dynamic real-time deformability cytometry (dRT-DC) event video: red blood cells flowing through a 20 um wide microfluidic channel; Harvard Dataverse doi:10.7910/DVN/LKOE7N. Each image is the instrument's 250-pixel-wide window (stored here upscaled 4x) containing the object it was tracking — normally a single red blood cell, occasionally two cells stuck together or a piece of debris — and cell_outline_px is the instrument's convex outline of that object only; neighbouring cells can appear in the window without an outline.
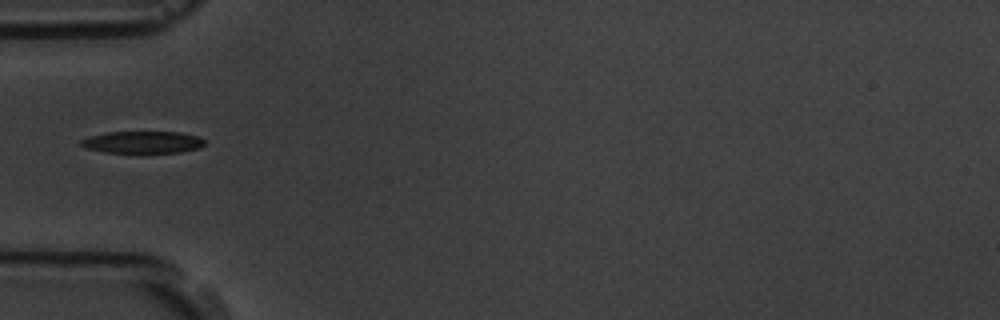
{"species": "common noctule bat (a hibernating species)", "species_latin": "Nyctalus noctula", "temperature_condition": "room temperature", "stored_images_in_passage": 40, "camera_frame_rate_fps": 3000, "um_per_image_px": 0.085, "animal": {"sex": "male", "body_mass_g": 19.5, "forearm_length_mm": 54.6}, "frame": {"image": 1, "passage_image": 1, "time_ms": 0.0, "image_size_px": [1000, 320], "cell_outline_px": [[204, 144], [196, 148], [180, 152], [104, 152], [88, 148], [80, 144], [80, 140], [104, 132], [180, 132], [200, 136], [204, 140]], "centroid_in_image_um": [12.14, 12.07], "position_along_channel_um": 72.9, "area_um2": 15.61}}
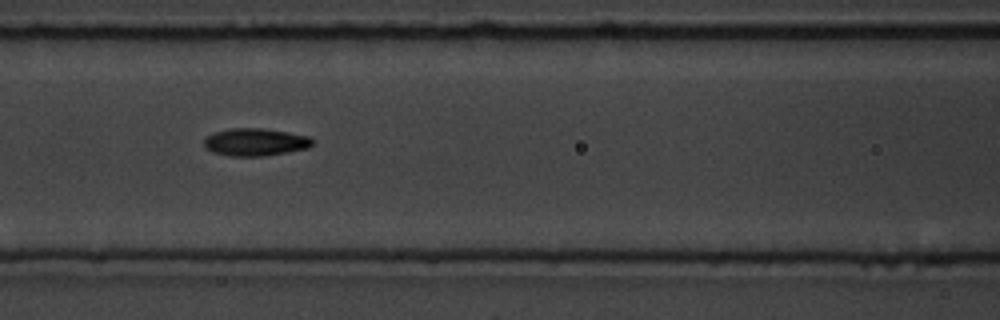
{"frame": {"image": 2, "passage_image": 7, "time_ms": 2.0, "image_size_px": [1000, 320], "cell_outline_px": [[312, 144], [308, 148], [288, 152], [264, 156], [232, 156], [212, 152], [204, 148], [204, 140], [212, 132], [232, 128], [260, 128], [288, 132], [308, 136], [312, 140]], "centroid_in_image_um": [21.67, 12.08], "position_along_channel_um": 144.9, "area_um2": 17.4}}
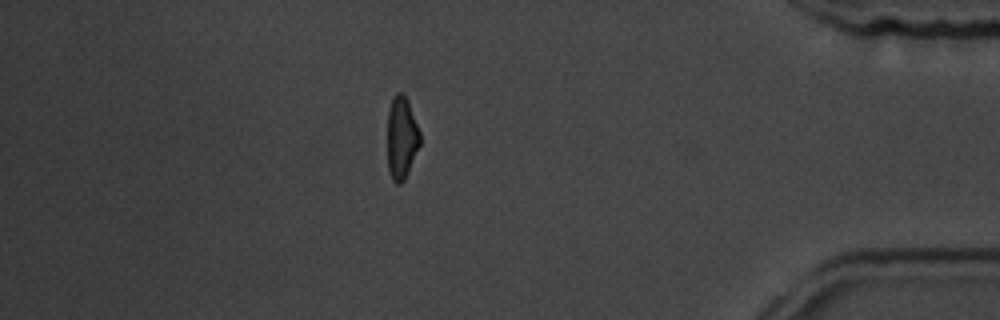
{"frame": {"image": 3, "passage_image": 32, "time_ms": 10.333, "image_size_px": [1000, 320], "cell_outline_px": [[420, 144], [404, 180], [400, 184], [396, 184], [392, 180], [388, 168], [388, 112], [392, 96], [396, 92], [404, 92], [408, 100], [420, 132]], "centroid_in_image_um": [34.13, 11.67], "position_along_channel_um": 401.1, "area_um2": 15.72}}